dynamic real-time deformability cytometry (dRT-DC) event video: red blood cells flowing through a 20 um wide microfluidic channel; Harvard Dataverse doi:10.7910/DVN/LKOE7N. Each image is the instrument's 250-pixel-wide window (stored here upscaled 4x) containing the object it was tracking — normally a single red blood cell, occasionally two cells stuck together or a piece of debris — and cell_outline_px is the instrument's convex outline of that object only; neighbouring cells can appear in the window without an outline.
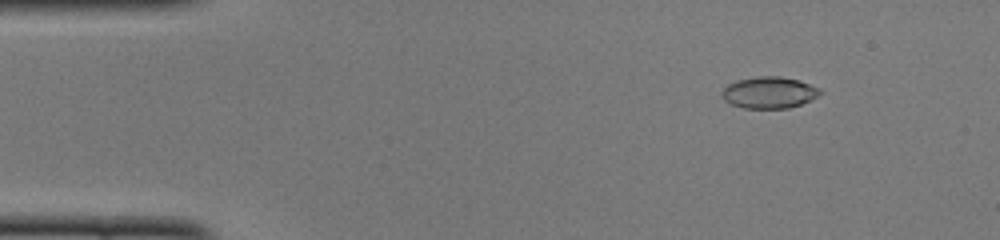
{"species": "common noctule bat (a hibernating species)", "species_latin": "Nyctalus noctula", "temperature_condition": "cold", "stored_images_in_passage": 50, "camera_frame_rate_fps": 3000, "um_per_image_px": 0.085, "animal": {"sex": "female", "body_mass_g": 22.0, "forearm_length_mm": 56.7}, "frame": {"image": 1, "passage_image": 6, "time_ms": 1.667, "image_size_px": [1000, 240], "cell_outline_px": [[824, 92], [800, 104], [788, 108], [744, 108], [732, 104], [724, 100], [720, 92], [728, 84], [736, 80], [756, 76], [780, 76], [800, 80], [820, 88]], "centroid_in_image_um": [65.36, 7.85], "position_along_channel_um": 19.6, "area_um2": 18.09}}
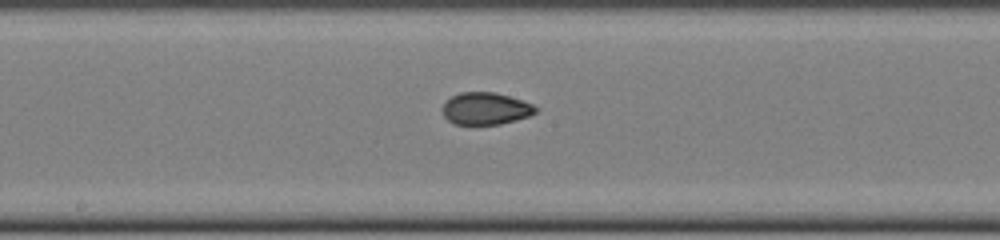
{"frame": {"image": 2, "passage_image": 26, "time_ms": 8.333, "image_size_px": [1000, 240], "cell_outline_px": [[536, 112], [528, 116], [516, 120], [500, 124], [452, 124], [444, 116], [440, 108], [452, 96], [460, 92], [496, 92], [524, 100], [532, 104], [536, 108]], "centroid_in_image_um": [41.26, 9.22], "position_along_channel_um": 206.9, "area_um2": 17.51}}
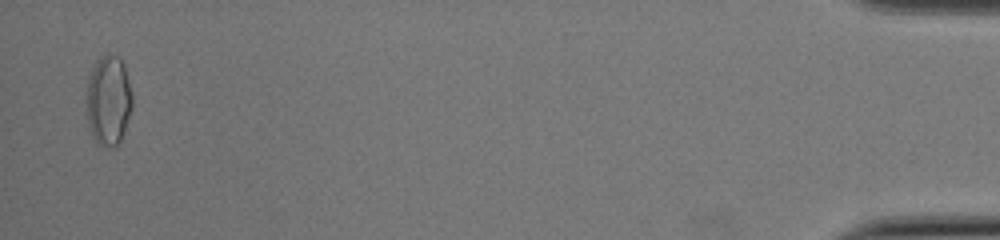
{"frame": {"image": 3, "passage_image": 49, "time_ms": 16.0, "image_size_px": [1000, 240], "cell_outline_px": [[132, 108], [120, 140], [116, 144], [108, 148], [104, 148], [96, 144], [88, 128], [84, 112], [84, 100], [88, 80], [92, 68], [96, 60], [100, 56], [108, 52], [116, 56], [124, 64], [132, 96]], "centroid_in_image_um": [9.15, 8.55], "position_along_channel_um": 426.0, "area_um2": 24.74}, "authors_computed_cell_mechanics": {"area_um2": 18.0047, "velocity_mm_per_s": 4.0104, "shape_relaxation_time_tau1_ms": 6.0709, "shape_relaxation_time_tau2_ms": 1.7817, "deformation_change_tau1": 0.1699, "deformation_change_tau2": 0.0472}}